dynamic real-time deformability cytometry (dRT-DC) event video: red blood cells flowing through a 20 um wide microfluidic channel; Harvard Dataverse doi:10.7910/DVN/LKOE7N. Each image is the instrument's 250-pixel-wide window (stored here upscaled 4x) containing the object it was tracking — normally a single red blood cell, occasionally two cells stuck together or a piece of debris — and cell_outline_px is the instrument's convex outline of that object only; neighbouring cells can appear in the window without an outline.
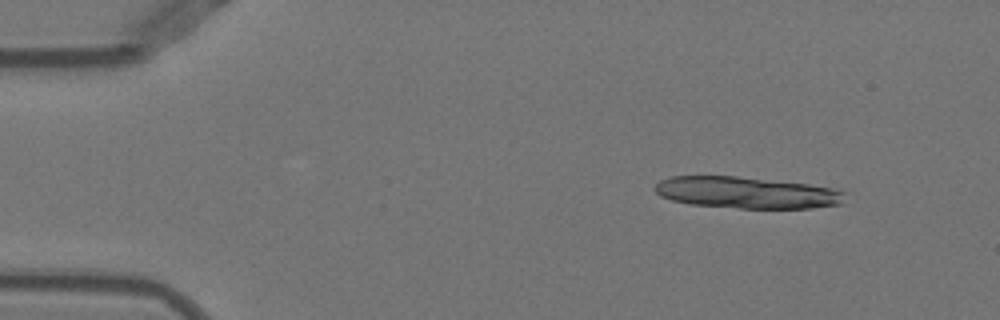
{"species": "Egyptian fruit bat (a non-hibernating species)", "species_latin": "Rousettus aegyptiacus", "temperature_condition": "warm", "stored_images_in_passage": 13, "camera_frame_rate_fps": 3000, "um_per_image_px": 0.085, "animal": {"sex": "female"}, "frame": {"image": 1, "passage_image": 5, "time_ms": 1.333, "image_size_px": [1000, 320], "cell_outline_px": [[844, 192], [840, 204], [812, 208], [740, 208], [688, 204], [672, 200], [660, 196], [652, 188], [660, 180], [672, 176], [736, 176], [808, 184], [832, 188]], "centroid_in_image_um": [63.39, 16.37], "position_along_channel_um": 21.6, "area_um2": 34.8}}